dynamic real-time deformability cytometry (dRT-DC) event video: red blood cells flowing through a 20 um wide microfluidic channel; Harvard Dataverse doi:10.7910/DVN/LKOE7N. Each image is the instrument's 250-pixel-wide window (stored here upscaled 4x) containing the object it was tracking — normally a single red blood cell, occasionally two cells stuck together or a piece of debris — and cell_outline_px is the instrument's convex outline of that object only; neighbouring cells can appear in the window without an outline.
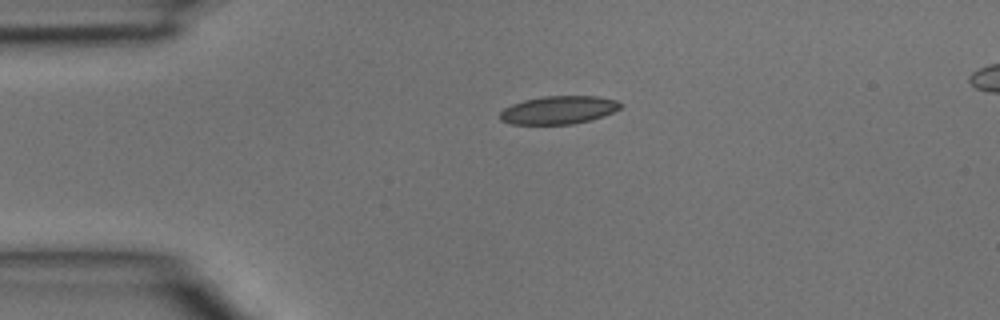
{"species": "common noctule bat (a hibernating species)", "species_latin": "Nyctalus noctula", "temperature_condition": "room temperature", "stored_images_in_passage": 3, "camera_frame_rate_fps": 3000, "um_per_image_px": 0.085, "animal": {"sex": "male", "body_mass_g": 15.6}, "frame": {"image": 1, "passage_image": 1, "time_ms": 0.0, "image_size_px": [1000, 320], "cell_outline_px": [[624, 104], [620, 108], [604, 116], [572, 124], [512, 124], [500, 120], [500, 112], [504, 108], [512, 104], [524, 100], [544, 96], [596, 96], [616, 100]], "centroid_in_image_um": [47.48, 9.34], "position_along_channel_um": 37.5, "area_um2": 19.65}}